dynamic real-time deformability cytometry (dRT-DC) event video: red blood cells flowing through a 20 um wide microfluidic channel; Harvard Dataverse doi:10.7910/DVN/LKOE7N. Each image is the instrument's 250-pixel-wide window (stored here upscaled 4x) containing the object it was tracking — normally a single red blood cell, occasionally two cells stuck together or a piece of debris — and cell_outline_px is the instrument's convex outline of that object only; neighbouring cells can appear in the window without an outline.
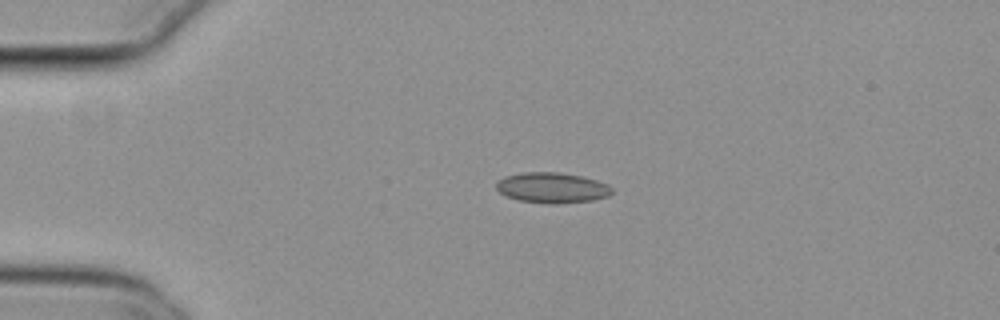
{"species": "common noctule bat (a hibernating species)", "species_latin": "Nyctalus noctula", "temperature_condition": "cold", "stored_images_in_passage": 43, "camera_frame_rate_fps": 3000, "um_per_image_px": 0.085, "animal": {"sex": "female", "body_mass_g": 29.2, "forearm_length_mm": 56.3}, "frame": {"image": 1, "passage_image": 1, "time_ms": 0.0, "image_size_px": [1000, 320], "cell_outline_px": [[612, 192], [608, 196], [592, 200], [520, 200], [508, 196], [500, 192], [496, 188], [496, 184], [504, 176], [524, 172], [560, 172], [580, 176], [596, 180], [608, 184], [612, 188]], "centroid_in_image_um": [46.93, 15.88], "position_along_channel_um": 38.1, "area_um2": 19.25}}
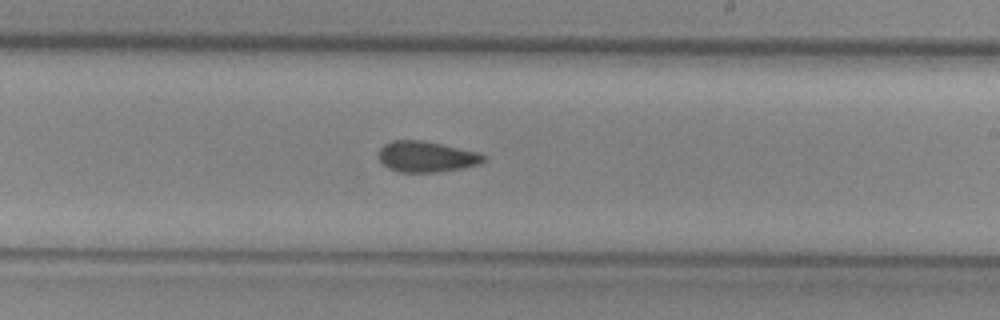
{"frame": {"image": 2, "passage_image": 21, "time_ms": 6.667, "image_size_px": [1000, 320], "cell_outline_px": [[484, 160], [480, 164], [460, 168], [436, 172], [400, 172], [388, 168], [376, 156], [380, 148], [384, 144], [392, 140], [420, 140], [480, 152], [484, 156]], "centroid_in_image_um": [36.2, 13.31], "position_along_channel_um": 252.8, "area_um2": 18.79}}
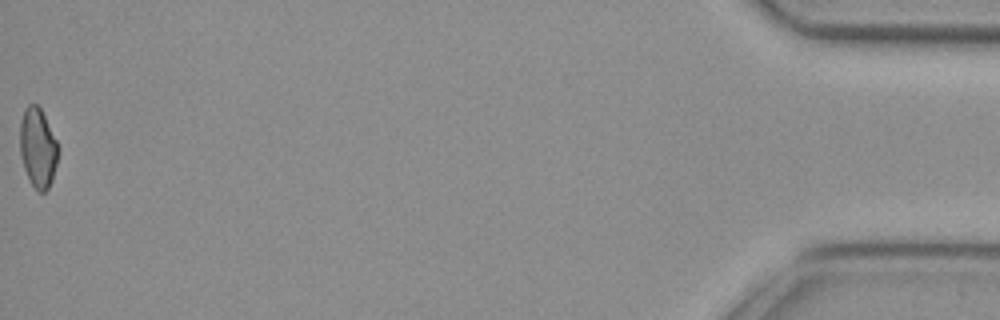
{"frame": {"image": 3, "passage_image": 43, "time_ms": 14.0, "image_size_px": [1000, 320], "cell_outline_px": [[56, 164], [52, 180], [48, 188], [44, 192], [36, 192], [24, 168], [20, 156], [20, 120], [24, 108], [28, 104], [36, 104], [40, 108], [56, 140]], "centroid_in_image_um": [3.18, 12.56], "position_along_channel_um": 432.0, "area_um2": 17.4}}